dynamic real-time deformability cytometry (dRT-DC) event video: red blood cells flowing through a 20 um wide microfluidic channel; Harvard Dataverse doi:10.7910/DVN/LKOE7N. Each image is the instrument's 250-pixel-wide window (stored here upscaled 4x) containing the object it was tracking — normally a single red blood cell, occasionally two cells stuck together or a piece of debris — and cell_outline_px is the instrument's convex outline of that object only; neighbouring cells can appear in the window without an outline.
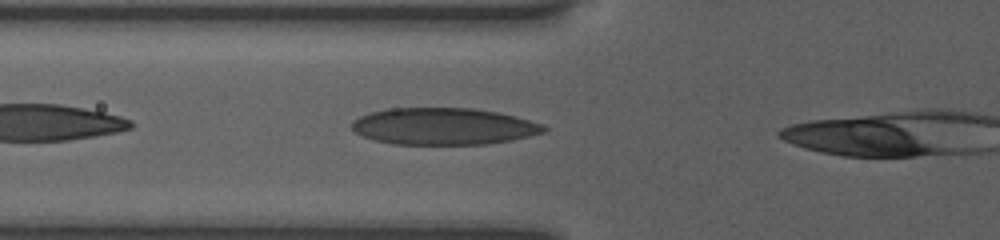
{"species": "human", "species_latin": "Homo sapiens", "temperature_condition": "room temperature", "stored_images_in_passage": 5, "camera_frame_rate_fps": 3000, "um_per_image_px": 0.085, "donor": {"sex": "female"}, "frame": {"image": 1, "passage_image": 4, "time_ms": 1.0, "image_size_px": [1000, 240], "cell_outline_px": [[548, 132], [512, 140], [488, 144], [392, 144], [376, 140], [364, 136], [356, 132], [352, 128], [352, 120], [360, 116], [372, 112], [388, 108], [472, 108], [496, 112], [516, 116], [540, 124], [548, 128]], "centroid_in_image_um": [37.73, 10.74], "position_along_channel_um": 88.1, "area_um2": 41.15}}